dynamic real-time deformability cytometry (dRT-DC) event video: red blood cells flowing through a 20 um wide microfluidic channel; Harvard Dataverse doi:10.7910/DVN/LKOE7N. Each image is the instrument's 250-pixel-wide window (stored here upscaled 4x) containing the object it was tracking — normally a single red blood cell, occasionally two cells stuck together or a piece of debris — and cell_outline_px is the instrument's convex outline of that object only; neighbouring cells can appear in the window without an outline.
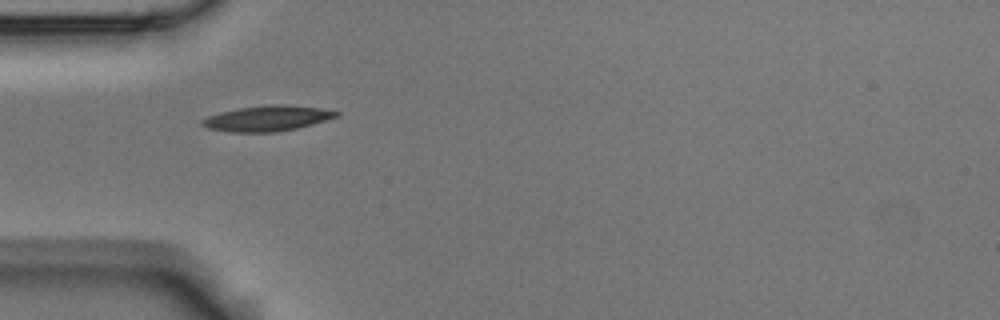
{"species": "Egyptian fruit bat (a non-hibernating species)", "species_latin": "Rousettus aegyptiacus", "temperature_condition": "room temperature", "stored_images_in_passage": 2, "camera_frame_rate_fps": 3000, "um_per_image_px": 0.085, "animal": {"sex": "male"}, "frame": {"image": 1, "passage_image": 1, "time_ms": 0.0, "image_size_px": [1000, 320], "cell_outline_px": [[340, 116], [312, 124], [296, 128], [276, 132], [232, 132], [208, 128], [200, 124], [200, 120], [208, 116], [220, 112], [240, 108], [272, 104], [284, 104], [320, 108], [340, 112]], "centroid_in_image_um": [22.72, 10.06], "position_along_channel_um": 62.3, "area_um2": 19.83}}
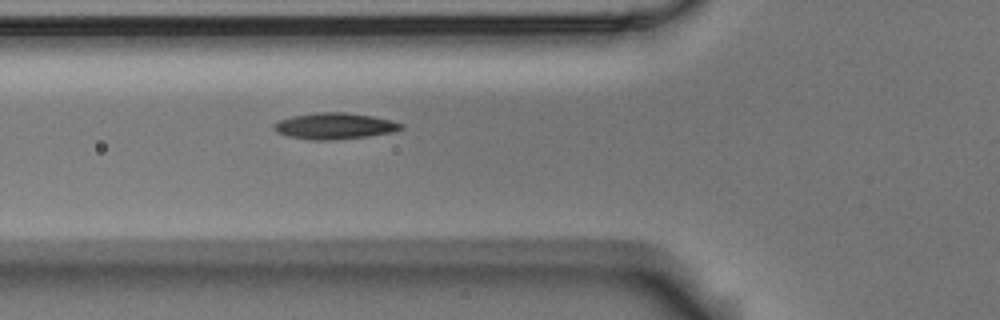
{"frame": {"image": 2, "passage_image": 2, "time_ms": 0.333, "image_size_px": [1000, 320], "cell_outline_px": [[404, 128], [392, 132], [368, 136], [336, 140], [308, 140], [288, 136], [276, 132], [272, 128], [272, 124], [280, 120], [292, 116], [320, 112], [344, 112], [372, 116], [404, 124]], "centroid_in_image_um": [28.4, 10.72], "position_along_channel_um": 97.4, "area_um2": 19.48}}